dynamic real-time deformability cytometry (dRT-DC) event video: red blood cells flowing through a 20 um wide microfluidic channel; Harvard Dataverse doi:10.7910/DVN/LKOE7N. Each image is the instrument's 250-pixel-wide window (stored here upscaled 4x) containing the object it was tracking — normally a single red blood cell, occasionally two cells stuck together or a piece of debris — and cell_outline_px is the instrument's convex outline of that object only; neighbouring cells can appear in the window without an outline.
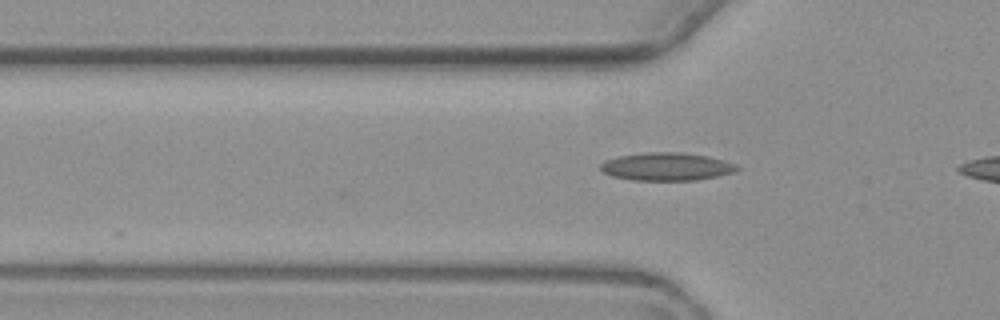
{"species": "common noctule bat (a hibernating species)", "species_latin": "Nyctalus noctula", "temperature_condition": "warm", "stored_images_in_passage": 5, "camera_frame_rate_fps": 3000, "um_per_image_px": 0.085, "animal": {"sex": "female", "body_mass_g": 19.3, "forearm_length_mm": 54.1}, "frame": {"image": 1, "passage_image": 5, "time_ms": 7.333, "image_size_px": [1000, 320], "cell_outline_px": [[740, 168], [732, 172], [716, 176], [696, 180], [632, 180], [612, 176], [604, 172], [600, 168], [600, 164], [604, 160], [616, 156], [644, 152], [680, 152], [708, 156], [724, 160], [736, 164]], "centroid_in_image_um": [56.62, 14.15], "position_along_channel_um": 69.2, "area_um2": 22.25}}